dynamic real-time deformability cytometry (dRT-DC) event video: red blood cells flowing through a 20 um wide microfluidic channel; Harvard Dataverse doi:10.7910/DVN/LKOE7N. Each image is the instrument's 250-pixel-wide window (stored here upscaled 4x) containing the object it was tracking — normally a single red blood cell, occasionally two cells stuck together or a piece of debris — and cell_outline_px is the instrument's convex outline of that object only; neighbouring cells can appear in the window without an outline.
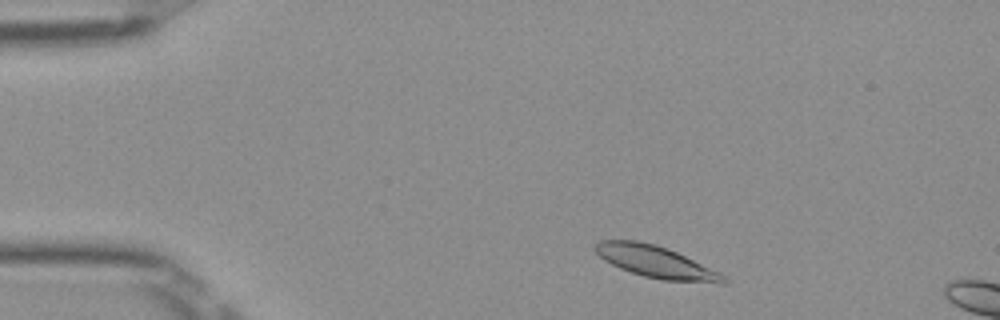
{"species": "Egyptian fruit bat (a non-hibernating species)", "species_latin": "Rousettus aegyptiacus", "temperature_condition": "room temperature", "stored_images_in_passage": 7, "camera_frame_rate_fps": 3000, "um_per_image_px": 0.085, "frame": {"image": 1, "passage_image": 3, "time_ms": 0.667, "image_size_px": [1000, 320], "cell_outline_px": [[728, 284], [720, 284], [664, 280], [644, 276], [620, 268], [604, 260], [592, 248], [600, 240], [636, 240], [656, 244], [668, 248], [720, 272], [728, 280]], "centroid_in_image_um": [55.79, 22.26], "position_along_channel_um": 29.2, "area_um2": 23.93}}